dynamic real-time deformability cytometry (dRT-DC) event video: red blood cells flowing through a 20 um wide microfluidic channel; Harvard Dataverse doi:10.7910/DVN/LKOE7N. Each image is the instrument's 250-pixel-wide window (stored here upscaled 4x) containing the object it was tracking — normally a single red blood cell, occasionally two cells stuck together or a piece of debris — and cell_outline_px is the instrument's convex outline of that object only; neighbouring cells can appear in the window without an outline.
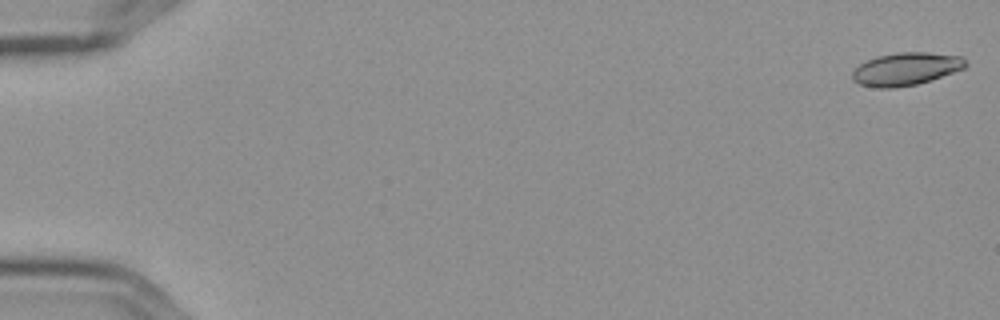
{"species": "Egyptian fruit bat (a non-hibernating species)", "species_latin": "Rousettus aegyptiacus", "temperature_condition": "cold", "stored_images_in_passage": 6, "camera_frame_rate_fps": 3000, "um_per_image_px": 0.085, "frame": {"image": 1, "passage_image": 1, "time_ms": 0.0, "image_size_px": [1000, 320], "cell_outline_px": [[968, 64], [964, 68], [932, 80], [916, 84], [896, 88], [876, 88], [860, 84], [852, 80], [852, 72], [860, 64], [876, 56], [896, 52], [928, 52], [964, 56]], "centroid_in_image_um": [77.02, 5.85], "position_along_channel_um": 8.0, "area_um2": 21.85}}
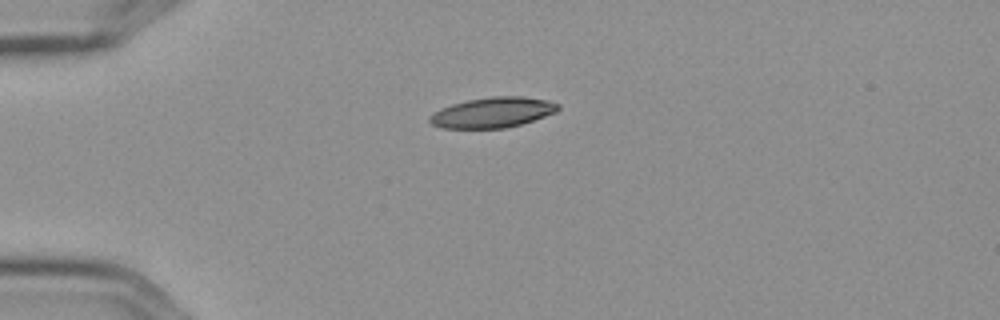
{"frame": {"image": 2, "passage_image": 5, "time_ms": 1.333, "image_size_px": [1000, 320], "cell_outline_px": [[560, 108], [556, 112], [520, 124], [504, 128], [440, 128], [432, 124], [428, 120], [428, 116], [432, 112], [440, 108], [452, 104], [468, 100], [492, 96], [524, 96], [548, 100], [560, 104]], "centroid_in_image_um": [41.85, 9.55], "position_along_channel_um": 43.2, "area_um2": 22.77}}